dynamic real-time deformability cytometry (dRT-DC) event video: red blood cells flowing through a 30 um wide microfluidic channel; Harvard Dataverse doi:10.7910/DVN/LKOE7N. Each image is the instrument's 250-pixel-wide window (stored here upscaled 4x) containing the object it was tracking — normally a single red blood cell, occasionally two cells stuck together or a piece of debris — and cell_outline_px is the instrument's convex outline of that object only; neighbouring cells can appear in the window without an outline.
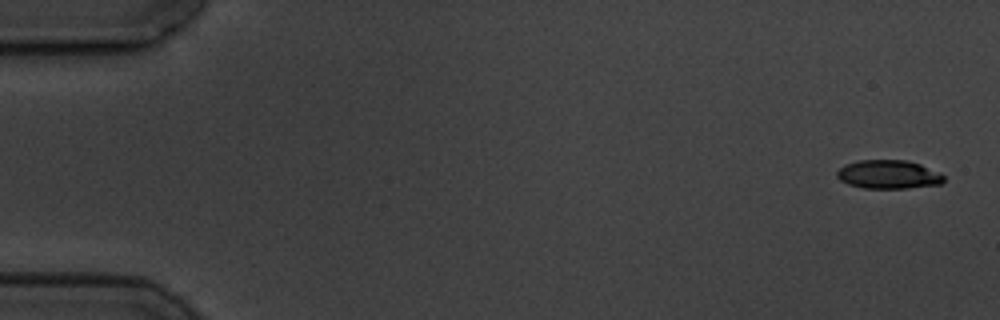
{"species": "common noctule bat (a hibernating species)", "species_latin": "Nyctalus noctula", "temperature_condition": "cold", "stored_images_in_passage": 14, "camera_frame_rate_fps": 3000, "um_per_image_px": 0.085, "animal": {"sex": "male", "body_mass_g": 19.5, "forearm_length_mm": 54.6}, "frame": {"image": 1, "passage_image": 1, "time_ms": 0.0, "image_size_px": [1000, 320], "cell_outline_px": [[944, 180], [940, 184], [908, 188], [864, 188], [848, 184], [840, 180], [836, 176], [836, 172], [844, 164], [860, 160], [904, 160], [920, 164], [940, 172], [944, 176]], "centroid_in_image_um": [75.51, 14.82], "position_along_channel_um": 9.5, "area_um2": 17.86}}
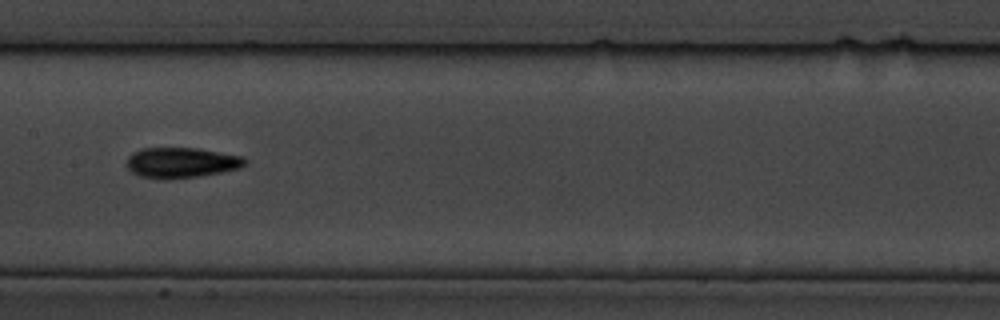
{"frame": {"image": 2, "passage_image": 8, "time_ms": 9.0, "image_size_px": [1000, 320], "cell_outline_px": [[248, 160], [240, 168], [200, 176], [164, 180], [140, 176], [132, 172], [124, 164], [128, 156], [132, 152], [140, 148], [196, 148], [220, 152], [240, 156]], "centroid_in_image_um": [15.35, 13.83], "position_along_channel_um": 192.1, "area_um2": 21.1}}
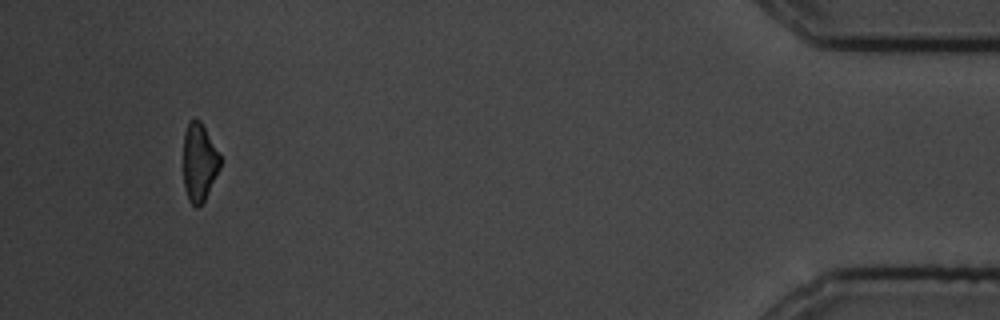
{"frame": {"image": 3, "passage_image": 14, "time_ms": 17.333, "image_size_px": [1000, 320], "cell_outline_px": [[220, 168], [204, 200], [196, 208], [188, 200], [184, 188], [184, 132], [188, 120], [200, 120], [220, 156]], "centroid_in_image_um": [16.91, 13.8], "position_along_channel_um": 418.3, "area_um2": 16.47}, "authors_computed_cell_mechanics": {"area_um2": 18.785, "velocity_mm_per_s": 3.5488, "shape_relaxation_time_tau1_ms": 2.2965, "shape_relaxation_time_tau2_ms": 3.8859, "deformation_change_tau1": 0.1129, "deformation_change_tau2": 0.1279}}